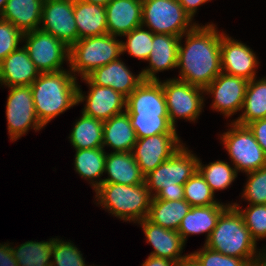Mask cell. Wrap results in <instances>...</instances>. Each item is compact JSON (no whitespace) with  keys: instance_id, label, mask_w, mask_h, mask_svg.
I'll use <instances>...</instances> for the list:
<instances>
[{"instance_id":"obj_45","label":"cell","mask_w":266,"mask_h":266,"mask_svg":"<svg viewBox=\"0 0 266 266\" xmlns=\"http://www.w3.org/2000/svg\"><path fill=\"white\" fill-rule=\"evenodd\" d=\"M178 266H201L199 262L189 254L185 259H183Z\"/></svg>"},{"instance_id":"obj_4","label":"cell","mask_w":266,"mask_h":266,"mask_svg":"<svg viewBox=\"0 0 266 266\" xmlns=\"http://www.w3.org/2000/svg\"><path fill=\"white\" fill-rule=\"evenodd\" d=\"M256 244L245 226L243 216L233 204H230L220 214L204 245L224 255L241 258L249 265L256 263L266 253L264 249L258 254Z\"/></svg>"},{"instance_id":"obj_3","label":"cell","mask_w":266,"mask_h":266,"mask_svg":"<svg viewBox=\"0 0 266 266\" xmlns=\"http://www.w3.org/2000/svg\"><path fill=\"white\" fill-rule=\"evenodd\" d=\"M76 78L70 69L40 73L30 85L35 113L44 127L53 118L77 105Z\"/></svg>"},{"instance_id":"obj_35","label":"cell","mask_w":266,"mask_h":266,"mask_svg":"<svg viewBox=\"0 0 266 266\" xmlns=\"http://www.w3.org/2000/svg\"><path fill=\"white\" fill-rule=\"evenodd\" d=\"M154 33L144 30L143 26L137 27L123 37H127L126 42H121L122 54L128 52L129 55L140 60H147L151 49Z\"/></svg>"},{"instance_id":"obj_25","label":"cell","mask_w":266,"mask_h":266,"mask_svg":"<svg viewBox=\"0 0 266 266\" xmlns=\"http://www.w3.org/2000/svg\"><path fill=\"white\" fill-rule=\"evenodd\" d=\"M44 0H7L0 18L12 23L23 33L41 25Z\"/></svg>"},{"instance_id":"obj_13","label":"cell","mask_w":266,"mask_h":266,"mask_svg":"<svg viewBox=\"0 0 266 266\" xmlns=\"http://www.w3.org/2000/svg\"><path fill=\"white\" fill-rule=\"evenodd\" d=\"M40 30L52 34L68 47L78 40L74 0H44Z\"/></svg>"},{"instance_id":"obj_12","label":"cell","mask_w":266,"mask_h":266,"mask_svg":"<svg viewBox=\"0 0 266 266\" xmlns=\"http://www.w3.org/2000/svg\"><path fill=\"white\" fill-rule=\"evenodd\" d=\"M10 90L6 104L7 130L10 140L16 141L29 128L38 131L43 125L37 118L30 86L8 87Z\"/></svg>"},{"instance_id":"obj_43","label":"cell","mask_w":266,"mask_h":266,"mask_svg":"<svg viewBox=\"0 0 266 266\" xmlns=\"http://www.w3.org/2000/svg\"><path fill=\"white\" fill-rule=\"evenodd\" d=\"M185 12L193 20L194 15L197 12L198 6L210 1V0H178Z\"/></svg>"},{"instance_id":"obj_7","label":"cell","mask_w":266,"mask_h":266,"mask_svg":"<svg viewBox=\"0 0 266 266\" xmlns=\"http://www.w3.org/2000/svg\"><path fill=\"white\" fill-rule=\"evenodd\" d=\"M116 39V36L105 34L77 40L69 47L68 64L72 74L78 73L82 79L93 70L119 59L122 41Z\"/></svg>"},{"instance_id":"obj_10","label":"cell","mask_w":266,"mask_h":266,"mask_svg":"<svg viewBox=\"0 0 266 266\" xmlns=\"http://www.w3.org/2000/svg\"><path fill=\"white\" fill-rule=\"evenodd\" d=\"M24 48L40 73L63 70L64 61L69 62V47L52 34L40 29L23 34Z\"/></svg>"},{"instance_id":"obj_23","label":"cell","mask_w":266,"mask_h":266,"mask_svg":"<svg viewBox=\"0 0 266 266\" xmlns=\"http://www.w3.org/2000/svg\"><path fill=\"white\" fill-rule=\"evenodd\" d=\"M105 173L107 178L102 183H116L124 185H139L145 183L142 174L132 152L106 153Z\"/></svg>"},{"instance_id":"obj_28","label":"cell","mask_w":266,"mask_h":266,"mask_svg":"<svg viewBox=\"0 0 266 266\" xmlns=\"http://www.w3.org/2000/svg\"><path fill=\"white\" fill-rule=\"evenodd\" d=\"M190 208L185 199L166 201L153 197L147 219L165 229L178 231L182 219Z\"/></svg>"},{"instance_id":"obj_5","label":"cell","mask_w":266,"mask_h":266,"mask_svg":"<svg viewBox=\"0 0 266 266\" xmlns=\"http://www.w3.org/2000/svg\"><path fill=\"white\" fill-rule=\"evenodd\" d=\"M198 160L184 145L178 148L145 176L146 186L152 196L166 201L184 199V184L198 170Z\"/></svg>"},{"instance_id":"obj_26","label":"cell","mask_w":266,"mask_h":266,"mask_svg":"<svg viewBox=\"0 0 266 266\" xmlns=\"http://www.w3.org/2000/svg\"><path fill=\"white\" fill-rule=\"evenodd\" d=\"M136 141L137 136L126 111L104 121L103 148L109 146L113 152H132Z\"/></svg>"},{"instance_id":"obj_42","label":"cell","mask_w":266,"mask_h":266,"mask_svg":"<svg viewBox=\"0 0 266 266\" xmlns=\"http://www.w3.org/2000/svg\"><path fill=\"white\" fill-rule=\"evenodd\" d=\"M0 266H18L8 243L0 244Z\"/></svg>"},{"instance_id":"obj_14","label":"cell","mask_w":266,"mask_h":266,"mask_svg":"<svg viewBox=\"0 0 266 266\" xmlns=\"http://www.w3.org/2000/svg\"><path fill=\"white\" fill-rule=\"evenodd\" d=\"M177 133H163L144 138H137L132 150L140 170L144 176L167 160L182 146Z\"/></svg>"},{"instance_id":"obj_24","label":"cell","mask_w":266,"mask_h":266,"mask_svg":"<svg viewBox=\"0 0 266 266\" xmlns=\"http://www.w3.org/2000/svg\"><path fill=\"white\" fill-rule=\"evenodd\" d=\"M230 204H214L209 206L191 207L185 217L182 219L178 228V233L182 240L186 243L189 235L207 233L206 241L210 237L216 226L220 214Z\"/></svg>"},{"instance_id":"obj_18","label":"cell","mask_w":266,"mask_h":266,"mask_svg":"<svg viewBox=\"0 0 266 266\" xmlns=\"http://www.w3.org/2000/svg\"><path fill=\"white\" fill-rule=\"evenodd\" d=\"M93 84L111 87L126 98L143 82L141 72L134 76L120 59L93 70L86 76Z\"/></svg>"},{"instance_id":"obj_48","label":"cell","mask_w":266,"mask_h":266,"mask_svg":"<svg viewBox=\"0 0 266 266\" xmlns=\"http://www.w3.org/2000/svg\"><path fill=\"white\" fill-rule=\"evenodd\" d=\"M7 0H0V15L5 7Z\"/></svg>"},{"instance_id":"obj_9","label":"cell","mask_w":266,"mask_h":266,"mask_svg":"<svg viewBox=\"0 0 266 266\" xmlns=\"http://www.w3.org/2000/svg\"><path fill=\"white\" fill-rule=\"evenodd\" d=\"M220 139L228 152L236 172H251L266 166V154L247 126L234 121Z\"/></svg>"},{"instance_id":"obj_19","label":"cell","mask_w":266,"mask_h":266,"mask_svg":"<svg viewBox=\"0 0 266 266\" xmlns=\"http://www.w3.org/2000/svg\"><path fill=\"white\" fill-rule=\"evenodd\" d=\"M138 224L143 228L147 243L154 248V251L150 253L151 256L168 259L179 264L189 255H181L185 243L177 231L165 229L147 218Z\"/></svg>"},{"instance_id":"obj_36","label":"cell","mask_w":266,"mask_h":266,"mask_svg":"<svg viewBox=\"0 0 266 266\" xmlns=\"http://www.w3.org/2000/svg\"><path fill=\"white\" fill-rule=\"evenodd\" d=\"M233 205L243 216L252 239L256 242L266 238V204H249L245 210H242L237 203Z\"/></svg>"},{"instance_id":"obj_15","label":"cell","mask_w":266,"mask_h":266,"mask_svg":"<svg viewBox=\"0 0 266 266\" xmlns=\"http://www.w3.org/2000/svg\"><path fill=\"white\" fill-rule=\"evenodd\" d=\"M89 86L87 96H84L80 86L77 90V104L86 101L82 113L99 119L101 121L109 120L114 115L126 111V97L115 91L111 87H102L93 84L87 77H83Z\"/></svg>"},{"instance_id":"obj_37","label":"cell","mask_w":266,"mask_h":266,"mask_svg":"<svg viewBox=\"0 0 266 266\" xmlns=\"http://www.w3.org/2000/svg\"><path fill=\"white\" fill-rule=\"evenodd\" d=\"M51 266H88L85 264L83 254L73 243L64 242L59 238L53 240Z\"/></svg>"},{"instance_id":"obj_29","label":"cell","mask_w":266,"mask_h":266,"mask_svg":"<svg viewBox=\"0 0 266 266\" xmlns=\"http://www.w3.org/2000/svg\"><path fill=\"white\" fill-rule=\"evenodd\" d=\"M244 110V112H243ZM243 112L234 122L246 126L252 121L266 118V78L249 81L244 103Z\"/></svg>"},{"instance_id":"obj_1","label":"cell","mask_w":266,"mask_h":266,"mask_svg":"<svg viewBox=\"0 0 266 266\" xmlns=\"http://www.w3.org/2000/svg\"><path fill=\"white\" fill-rule=\"evenodd\" d=\"M214 24L200 26L180 37L177 68L180 69L177 80L205 89L221 72L220 42L221 34ZM185 36V46L181 45Z\"/></svg>"},{"instance_id":"obj_33","label":"cell","mask_w":266,"mask_h":266,"mask_svg":"<svg viewBox=\"0 0 266 266\" xmlns=\"http://www.w3.org/2000/svg\"><path fill=\"white\" fill-rule=\"evenodd\" d=\"M198 171L205 178L206 183L210 186L213 193L216 190L228 188L238 174L234 166L231 167L230 164L222 160L210 162L208 165H203L198 160Z\"/></svg>"},{"instance_id":"obj_38","label":"cell","mask_w":266,"mask_h":266,"mask_svg":"<svg viewBox=\"0 0 266 266\" xmlns=\"http://www.w3.org/2000/svg\"><path fill=\"white\" fill-rule=\"evenodd\" d=\"M242 197L250 204H266V166L247 173Z\"/></svg>"},{"instance_id":"obj_31","label":"cell","mask_w":266,"mask_h":266,"mask_svg":"<svg viewBox=\"0 0 266 266\" xmlns=\"http://www.w3.org/2000/svg\"><path fill=\"white\" fill-rule=\"evenodd\" d=\"M104 122L82 113L68 137L75 149L103 148Z\"/></svg>"},{"instance_id":"obj_2","label":"cell","mask_w":266,"mask_h":266,"mask_svg":"<svg viewBox=\"0 0 266 266\" xmlns=\"http://www.w3.org/2000/svg\"><path fill=\"white\" fill-rule=\"evenodd\" d=\"M126 112L137 138L176 133L170 123L166 99L159 81L143 82L126 98Z\"/></svg>"},{"instance_id":"obj_21","label":"cell","mask_w":266,"mask_h":266,"mask_svg":"<svg viewBox=\"0 0 266 266\" xmlns=\"http://www.w3.org/2000/svg\"><path fill=\"white\" fill-rule=\"evenodd\" d=\"M180 37L168 34H154L152 49L146 61L149 67L141 71L146 81H159L156 73L177 67Z\"/></svg>"},{"instance_id":"obj_49","label":"cell","mask_w":266,"mask_h":266,"mask_svg":"<svg viewBox=\"0 0 266 266\" xmlns=\"http://www.w3.org/2000/svg\"><path fill=\"white\" fill-rule=\"evenodd\" d=\"M248 266H257V262L253 264H249Z\"/></svg>"},{"instance_id":"obj_32","label":"cell","mask_w":266,"mask_h":266,"mask_svg":"<svg viewBox=\"0 0 266 266\" xmlns=\"http://www.w3.org/2000/svg\"><path fill=\"white\" fill-rule=\"evenodd\" d=\"M54 238L49 241H27L11 247L18 266H51V253Z\"/></svg>"},{"instance_id":"obj_30","label":"cell","mask_w":266,"mask_h":266,"mask_svg":"<svg viewBox=\"0 0 266 266\" xmlns=\"http://www.w3.org/2000/svg\"><path fill=\"white\" fill-rule=\"evenodd\" d=\"M75 171L86 180H90L95 191L101 184V177L105 172L106 152L104 148L75 149ZM96 179V181H94Z\"/></svg>"},{"instance_id":"obj_20","label":"cell","mask_w":266,"mask_h":266,"mask_svg":"<svg viewBox=\"0 0 266 266\" xmlns=\"http://www.w3.org/2000/svg\"><path fill=\"white\" fill-rule=\"evenodd\" d=\"M105 9L110 35L122 37L142 26V0H111Z\"/></svg>"},{"instance_id":"obj_41","label":"cell","mask_w":266,"mask_h":266,"mask_svg":"<svg viewBox=\"0 0 266 266\" xmlns=\"http://www.w3.org/2000/svg\"><path fill=\"white\" fill-rule=\"evenodd\" d=\"M266 154V118L252 121L246 125Z\"/></svg>"},{"instance_id":"obj_6","label":"cell","mask_w":266,"mask_h":266,"mask_svg":"<svg viewBox=\"0 0 266 266\" xmlns=\"http://www.w3.org/2000/svg\"><path fill=\"white\" fill-rule=\"evenodd\" d=\"M95 192L97 204L106 208L115 217L134 223L147 218L153 198L146 183L139 185L102 183Z\"/></svg>"},{"instance_id":"obj_22","label":"cell","mask_w":266,"mask_h":266,"mask_svg":"<svg viewBox=\"0 0 266 266\" xmlns=\"http://www.w3.org/2000/svg\"><path fill=\"white\" fill-rule=\"evenodd\" d=\"M39 75L24 46L0 62V84L6 87L30 86Z\"/></svg>"},{"instance_id":"obj_40","label":"cell","mask_w":266,"mask_h":266,"mask_svg":"<svg viewBox=\"0 0 266 266\" xmlns=\"http://www.w3.org/2000/svg\"><path fill=\"white\" fill-rule=\"evenodd\" d=\"M201 266H248L241 258L224 255L204 245V247L191 253Z\"/></svg>"},{"instance_id":"obj_39","label":"cell","mask_w":266,"mask_h":266,"mask_svg":"<svg viewBox=\"0 0 266 266\" xmlns=\"http://www.w3.org/2000/svg\"><path fill=\"white\" fill-rule=\"evenodd\" d=\"M23 34L12 23L0 18V62L19 48Z\"/></svg>"},{"instance_id":"obj_17","label":"cell","mask_w":266,"mask_h":266,"mask_svg":"<svg viewBox=\"0 0 266 266\" xmlns=\"http://www.w3.org/2000/svg\"><path fill=\"white\" fill-rule=\"evenodd\" d=\"M221 70L223 73L251 81L256 78L258 60L249 46L236 41L226 33L220 42Z\"/></svg>"},{"instance_id":"obj_34","label":"cell","mask_w":266,"mask_h":266,"mask_svg":"<svg viewBox=\"0 0 266 266\" xmlns=\"http://www.w3.org/2000/svg\"><path fill=\"white\" fill-rule=\"evenodd\" d=\"M215 194L197 170L184 184V199L191 207L223 204L214 199Z\"/></svg>"},{"instance_id":"obj_11","label":"cell","mask_w":266,"mask_h":266,"mask_svg":"<svg viewBox=\"0 0 266 266\" xmlns=\"http://www.w3.org/2000/svg\"><path fill=\"white\" fill-rule=\"evenodd\" d=\"M159 82L165 95L170 123L175 127L177 118L195 122L204 106V89L175 78Z\"/></svg>"},{"instance_id":"obj_47","label":"cell","mask_w":266,"mask_h":266,"mask_svg":"<svg viewBox=\"0 0 266 266\" xmlns=\"http://www.w3.org/2000/svg\"><path fill=\"white\" fill-rule=\"evenodd\" d=\"M257 266H266V253L257 261Z\"/></svg>"},{"instance_id":"obj_46","label":"cell","mask_w":266,"mask_h":266,"mask_svg":"<svg viewBox=\"0 0 266 266\" xmlns=\"http://www.w3.org/2000/svg\"><path fill=\"white\" fill-rule=\"evenodd\" d=\"M83 1H86L88 3L98 4L105 7L111 0H83Z\"/></svg>"},{"instance_id":"obj_27","label":"cell","mask_w":266,"mask_h":266,"mask_svg":"<svg viewBox=\"0 0 266 266\" xmlns=\"http://www.w3.org/2000/svg\"><path fill=\"white\" fill-rule=\"evenodd\" d=\"M74 17L78 30V40L108 34L104 6L83 0H74Z\"/></svg>"},{"instance_id":"obj_16","label":"cell","mask_w":266,"mask_h":266,"mask_svg":"<svg viewBox=\"0 0 266 266\" xmlns=\"http://www.w3.org/2000/svg\"><path fill=\"white\" fill-rule=\"evenodd\" d=\"M249 81L221 72L205 89L207 95L214 97L213 110L221 112L227 118L241 111Z\"/></svg>"},{"instance_id":"obj_44","label":"cell","mask_w":266,"mask_h":266,"mask_svg":"<svg viewBox=\"0 0 266 266\" xmlns=\"http://www.w3.org/2000/svg\"><path fill=\"white\" fill-rule=\"evenodd\" d=\"M142 266H178V263L168 259L149 255L146 261L143 262Z\"/></svg>"},{"instance_id":"obj_8","label":"cell","mask_w":266,"mask_h":266,"mask_svg":"<svg viewBox=\"0 0 266 266\" xmlns=\"http://www.w3.org/2000/svg\"><path fill=\"white\" fill-rule=\"evenodd\" d=\"M196 25L178 0H142V26L154 34L181 37Z\"/></svg>"}]
</instances>
